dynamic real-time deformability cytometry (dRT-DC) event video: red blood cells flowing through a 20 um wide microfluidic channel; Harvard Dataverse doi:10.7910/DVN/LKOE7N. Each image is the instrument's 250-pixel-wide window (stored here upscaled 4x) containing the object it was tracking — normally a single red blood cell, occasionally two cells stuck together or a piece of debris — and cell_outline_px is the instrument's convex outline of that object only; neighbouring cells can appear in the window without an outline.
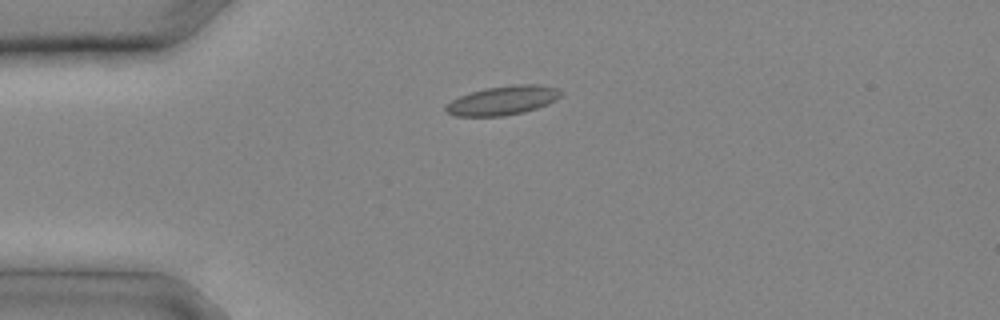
{"species": "common noctule bat (a hibernating species)", "species_latin": "Nyctalus noctula", "temperature_condition": "cold", "stored_images_in_passage": 9, "camera_frame_rate_fps": 3000, "um_per_image_px": 0.085, "animal": {"sex": "male", "body_mass_g": 20.4}, "frame": {"image": 1, "passage_image": 1, "time_ms": 0.0, "image_size_px": [1000, 320], "cell_outline_px": [[564, 92], [556, 100], [548, 104], [524, 112], [504, 116], [456, 116], [448, 112], [444, 108], [444, 104], [460, 96], [472, 92], [488, 88], [516, 84], [536, 84], [556, 88]], "centroid_in_image_um": [42.75, 8.54], "position_along_channel_um": 42.3, "area_um2": 19.36}}
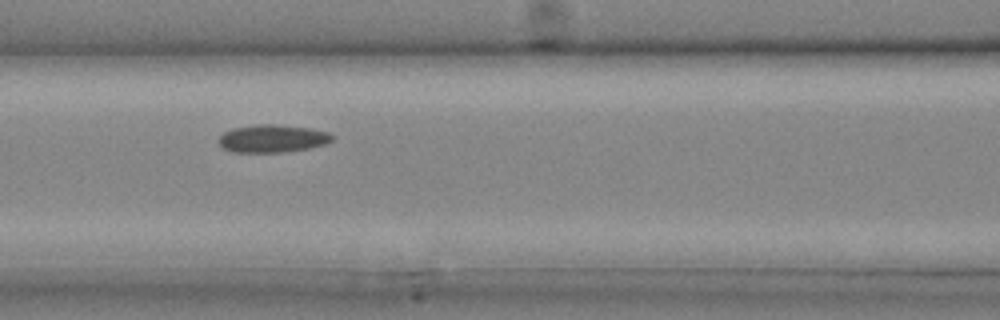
{"frame": {"image": 2, "passage_image": 6, "time_ms": 1.667, "image_size_px": [1000, 320], "cell_outline_px": [[332, 140], [324, 144], [308, 148], [284, 152], [232, 152], [224, 148], [216, 140], [224, 132], [236, 128], [256, 124], [276, 124], [308, 128], [328, 132], [332, 136]], "centroid_in_image_um": [23.12, 11.77], "position_along_channel_um": 143.5, "area_um2": 18.15}}
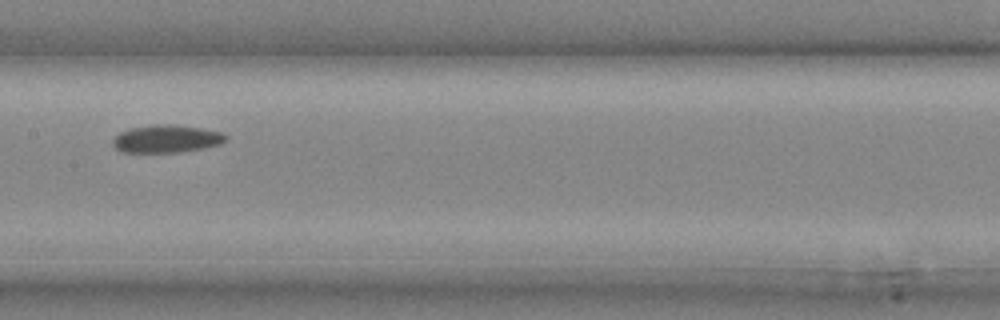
{"frame": {"image": 3, "passage_image": 8, "time_ms": 2.333, "image_size_px": [1000, 320], "cell_outline_px": [[228, 140], [220, 144], [204, 148], [180, 152], [124, 152], [116, 148], [112, 144], [112, 140], [120, 132], [128, 128], [152, 124], [168, 124], [200, 128], [224, 132], [228, 136]], "centroid_in_image_um": [14.18, 11.79], "position_along_channel_um": 193.2, "area_um2": 18.38}}